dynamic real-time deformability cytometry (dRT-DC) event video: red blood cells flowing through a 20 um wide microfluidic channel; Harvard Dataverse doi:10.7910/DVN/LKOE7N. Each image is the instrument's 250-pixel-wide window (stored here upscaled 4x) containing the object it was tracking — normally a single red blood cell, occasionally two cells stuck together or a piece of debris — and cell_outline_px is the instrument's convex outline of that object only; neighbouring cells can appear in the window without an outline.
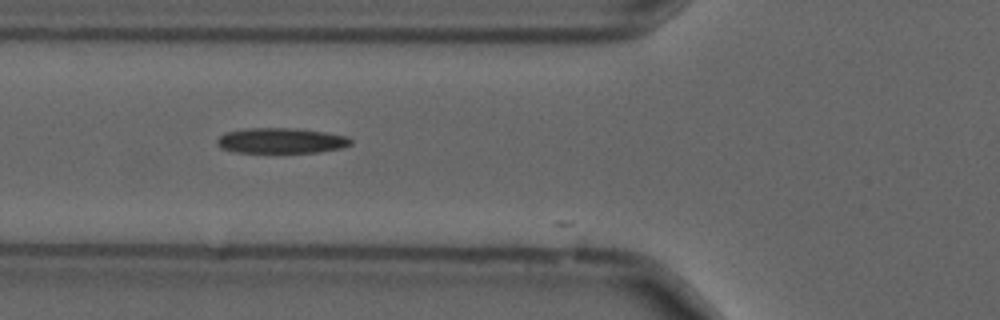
{"species": "common noctule bat (a hibernating species)", "species_latin": "Nyctalus noctula", "temperature_condition": "cold", "stored_images_in_passage": 9, "camera_frame_rate_fps": 3000, "um_per_image_px": 0.085, "animal": {"sex": "male", "forearm_length_mm": 52.5}, "frame": {"image": 1, "passage_image": 7, "time_ms": 2.0, "image_size_px": [1000, 320], "cell_outline_px": [[352, 144], [340, 148], [320, 152], [232, 152], [220, 148], [216, 144], [216, 140], [224, 132], [244, 128], [296, 128], [324, 132], [348, 136], [352, 140]], "centroid_in_image_um": [23.86, 11.95], "position_along_channel_um": 101.9, "area_um2": 19.94}}